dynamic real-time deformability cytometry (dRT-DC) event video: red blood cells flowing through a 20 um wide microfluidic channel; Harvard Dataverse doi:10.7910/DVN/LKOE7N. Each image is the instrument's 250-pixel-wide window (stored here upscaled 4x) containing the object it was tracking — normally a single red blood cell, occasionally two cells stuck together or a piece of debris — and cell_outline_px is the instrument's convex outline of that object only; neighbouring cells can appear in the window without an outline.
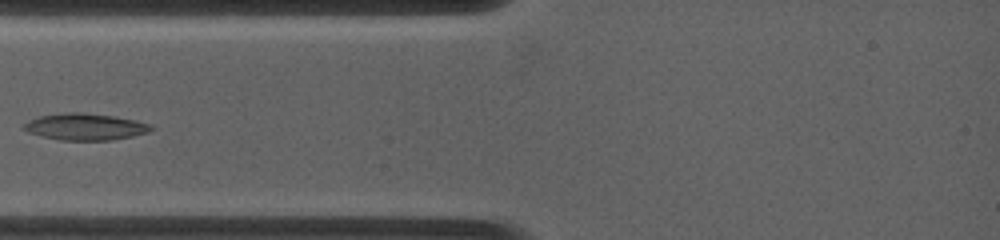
{"species": "common noctule bat (a hibernating species)", "species_latin": "Nyctalus noctula", "temperature_condition": "warm", "stored_images_in_passage": 3, "camera_frame_rate_fps": 4500, "um_per_image_px": 0.085, "animal": {"sex": "female", "body_mass_g": 19.0, "forearm_length_mm": 53.3}, "frame": {"image": 1, "passage_image": 2, "time_ms": 0.889, "image_size_px": [1000, 240], "cell_outline_px": [[156, 128], [148, 132], [132, 136], [112, 140], [60, 140], [28, 132], [24, 128], [24, 124], [28, 120], [40, 116], [64, 112], [84, 112], [112, 116], [136, 120], [152, 124]], "centroid_in_image_um": [7.29, 10.77], "position_along_channel_um": 77.7, "area_um2": 19.77}}